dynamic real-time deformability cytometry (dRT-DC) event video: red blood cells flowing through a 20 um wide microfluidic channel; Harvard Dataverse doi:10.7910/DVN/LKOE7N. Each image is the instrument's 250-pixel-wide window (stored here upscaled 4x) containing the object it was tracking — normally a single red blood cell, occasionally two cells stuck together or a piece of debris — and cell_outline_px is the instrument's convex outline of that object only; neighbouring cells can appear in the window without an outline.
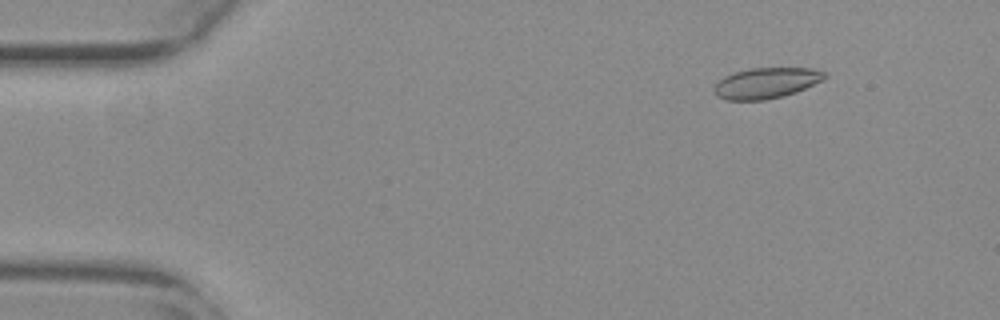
{"species": "common noctule bat (a hibernating species)", "species_latin": "Nyctalus noctula", "temperature_condition": "warm", "stored_images_in_passage": 52, "camera_frame_rate_fps": 3000, "um_per_image_px": 0.085, "animal": {"sex": "female", "body_mass_g": 29.2, "forearm_length_mm": 56.3}, "frame": {"image": 1, "passage_image": 4, "time_ms": 1.0, "image_size_px": [1000, 320], "cell_outline_px": [[828, 76], [824, 80], [796, 92], [784, 96], [764, 100], [728, 100], [716, 96], [712, 92], [712, 88], [724, 76], [748, 68], [812, 68], [828, 72]], "centroid_in_image_um": [65.15, 7.05], "position_along_channel_um": 19.8, "area_um2": 20.06}}
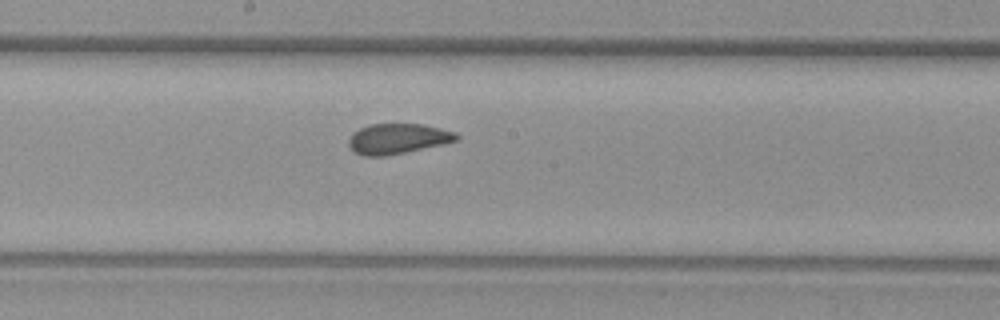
{"frame": {"image": 2, "passage_image": 27, "time_ms": 8.667, "image_size_px": [1000, 320], "cell_outline_px": [[460, 140], [444, 144], [384, 156], [364, 156], [352, 152], [348, 144], [348, 140], [352, 132], [368, 124], [420, 124], [440, 128], [456, 132], [460, 136]], "centroid_in_image_um": [33.79, 11.79], "position_along_channel_um": 214.4, "area_um2": 19.19}}
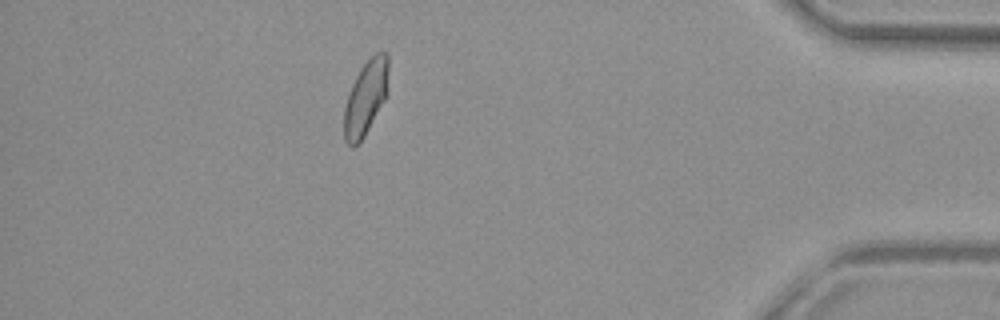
{"frame": {"image": 3, "passage_image": 46, "time_ms": 15.0, "image_size_px": [1000, 320], "cell_outline_px": [[388, 92], [384, 100], [360, 144], [352, 148], [344, 140], [344, 108], [348, 92], [360, 68], [368, 56], [376, 52], [384, 52], [388, 56]], "centroid_in_image_um": [31.08, 8.3], "position_along_channel_um": 404.1, "area_um2": 19.59}, "authors_computed_cell_mechanics": {"area_um2": 19.7676, "velocity_mm_per_s": 3.7721, "shape_relaxation_time_tau1_ms": null, "shape_relaxation_time_tau2_ms": 0.6436, "deformation_change_tau1": null, "deformation_change_tau2": 0.0531}}